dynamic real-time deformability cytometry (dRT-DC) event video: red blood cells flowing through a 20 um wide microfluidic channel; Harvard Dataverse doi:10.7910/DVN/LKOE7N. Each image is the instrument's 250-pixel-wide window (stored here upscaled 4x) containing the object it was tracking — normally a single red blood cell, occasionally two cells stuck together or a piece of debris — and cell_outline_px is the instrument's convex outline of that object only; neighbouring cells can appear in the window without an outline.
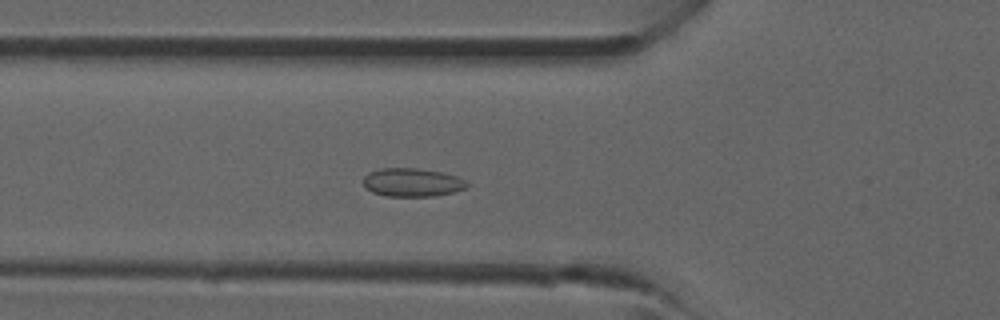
{"species": "common noctule bat (a hibernating species)", "species_latin": "Nyctalus noctula", "temperature_condition": "room temperature", "stored_images_in_passage": 26, "camera_frame_rate_fps": 3000, "um_per_image_px": 0.085, "animal": {"sex": "male", "forearm_length_mm": 52.5}, "frame": {"image": 1, "passage_image": 4, "time_ms": 1.0, "image_size_px": [1000, 320], "cell_outline_px": [[468, 188], [456, 192], [432, 196], [384, 196], [372, 192], [364, 188], [364, 176], [368, 172], [380, 168], [420, 168], [444, 172], [456, 176], [464, 180], [468, 184]], "centroid_in_image_um": [35.04, 15.5], "position_along_channel_um": 90.8, "area_um2": 17.46}}
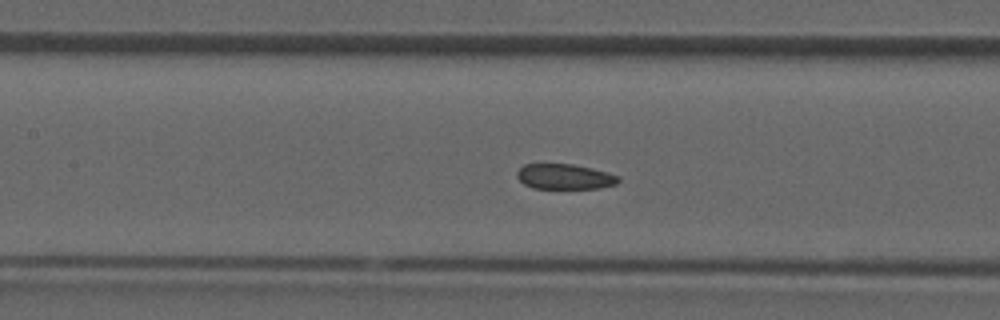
{"frame": {"image": 2, "passage_image": 8, "time_ms": 2.333, "image_size_px": [1000, 320], "cell_outline_px": [[620, 180], [616, 184], [600, 188], [532, 188], [524, 184], [516, 176], [516, 172], [524, 164], [572, 164], [592, 168], [608, 172], [620, 176]], "centroid_in_image_um": [48.01, 15.01], "position_along_channel_um": 159.4, "area_um2": 14.97}}
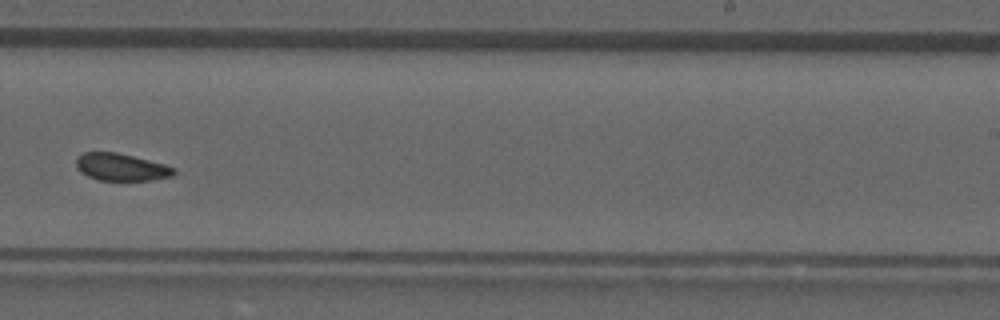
{"frame": {"image": 3, "passage_image": 15, "time_ms": 4.667, "image_size_px": [1000, 320], "cell_outline_px": [[176, 172], [172, 176], [152, 180], [100, 180], [88, 176], [80, 172], [76, 168], [76, 160], [84, 152], [116, 152], [164, 164], [176, 168]], "centroid_in_image_um": [10.3, 14.21], "position_along_channel_um": 278.7, "area_um2": 15.43}}